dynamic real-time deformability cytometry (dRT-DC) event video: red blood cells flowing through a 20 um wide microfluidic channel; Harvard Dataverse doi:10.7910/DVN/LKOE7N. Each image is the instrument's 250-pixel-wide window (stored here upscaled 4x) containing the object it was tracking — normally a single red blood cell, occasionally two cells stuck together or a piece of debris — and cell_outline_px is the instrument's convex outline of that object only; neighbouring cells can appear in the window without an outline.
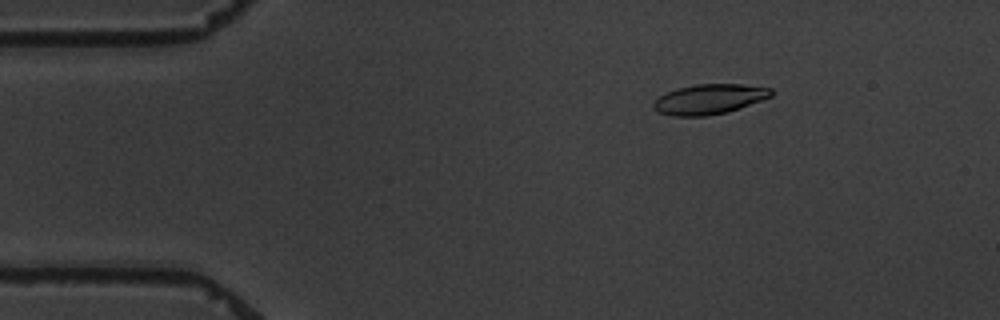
{"species": "common noctule bat (a hibernating species)", "species_latin": "Nyctalus noctula", "temperature_condition": "warm", "stored_images_in_passage": 6, "camera_frame_rate_fps": 3000, "um_per_image_px": 0.085, "animal": {"sex": "male", "body_mass_g": 19.5, "forearm_length_mm": 54.6}, "frame": {"image": 1, "passage_image": 3, "time_ms": 2.333, "image_size_px": [1000, 320], "cell_outline_px": [[772, 96], [740, 108], [728, 112], [708, 116], [672, 116], [656, 112], [652, 108], [652, 104], [660, 96], [676, 88], [696, 84], [740, 84], [772, 88]], "centroid_in_image_um": [60.26, 8.44], "position_along_channel_um": 24.7, "area_um2": 20.69}}
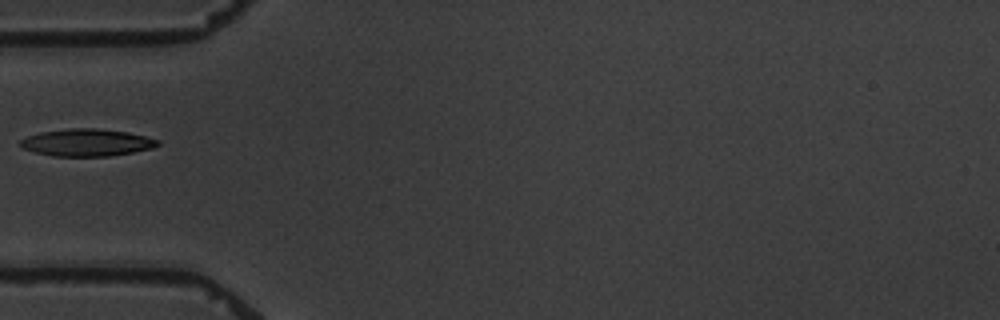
{"frame": {"image": 2, "passage_image": 6, "time_ms": 5.667, "image_size_px": [1000, 320], "cell_outline_px": [[160, 144], [152, 148], [132, 152], [108, 156], [52, 156], [20, 148], [20, 140], [28, 136], [40, 132], [68, 128], [96, 128], [128, 132], [160, 140]], "centroid_in_image_um": [7.36, 12.11], "position_along_channel_um": 77.6, "area_um2": 21.79}}